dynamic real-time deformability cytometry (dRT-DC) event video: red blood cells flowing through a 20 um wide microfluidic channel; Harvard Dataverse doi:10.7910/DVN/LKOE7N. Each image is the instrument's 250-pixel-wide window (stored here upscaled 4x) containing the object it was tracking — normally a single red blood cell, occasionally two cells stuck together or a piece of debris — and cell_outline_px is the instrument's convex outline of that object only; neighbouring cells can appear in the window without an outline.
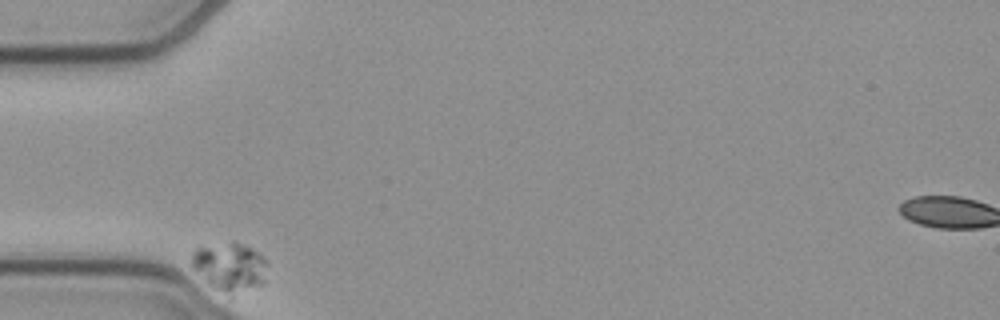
{"species": "common noctule bat (a hibernating species)", "species_latin": "Nyctalus noctula", "temperature_condition": "cold", "stored_images_in_passage": 15, "segment_of_instrument_passage": [1, 2], "camera_frame_rate_fps": 3000, "um_per_image_px": 0.085, "animal": {"sex": "female", "body_mass_g": 21.9}, "frame": {"image": 1, "passage_image": 1, "time_ms": 0.0, "image_size_px": [1000, 320], "cell_outline_px": [[268, 264], [264, 284], [232, 296], [208, 284], [192, 268], [192, 248], [200, 244], [232, 240], [252, 248], [264, 256], [268, 260]], "centroid_in_image_um": [19.53, 22.63], "position_along_channel_um": 65.5, "area_um2": 22.43}}
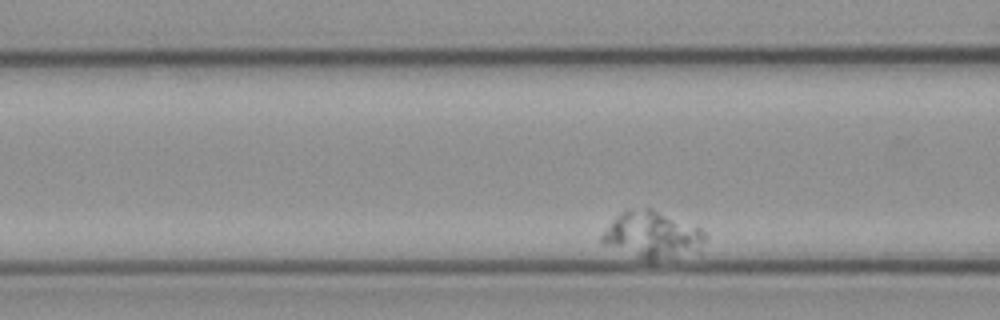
{"frame": {"image": 2, "passage_image": 7, "time_ms": 2.0, "image_size_px": [1000, 320], "cell_outline_px": [[708, 236], [704, 240], [672, 256], [648, 264], [600, 244], [600, 236], [612, 220], [616, 216], [628, 208], [652, 208], [700, 228]], "centroid_in_image_um": [55.24, 19.96], "position_along_channel_um": 111.4, "area_um2": 27.86}}